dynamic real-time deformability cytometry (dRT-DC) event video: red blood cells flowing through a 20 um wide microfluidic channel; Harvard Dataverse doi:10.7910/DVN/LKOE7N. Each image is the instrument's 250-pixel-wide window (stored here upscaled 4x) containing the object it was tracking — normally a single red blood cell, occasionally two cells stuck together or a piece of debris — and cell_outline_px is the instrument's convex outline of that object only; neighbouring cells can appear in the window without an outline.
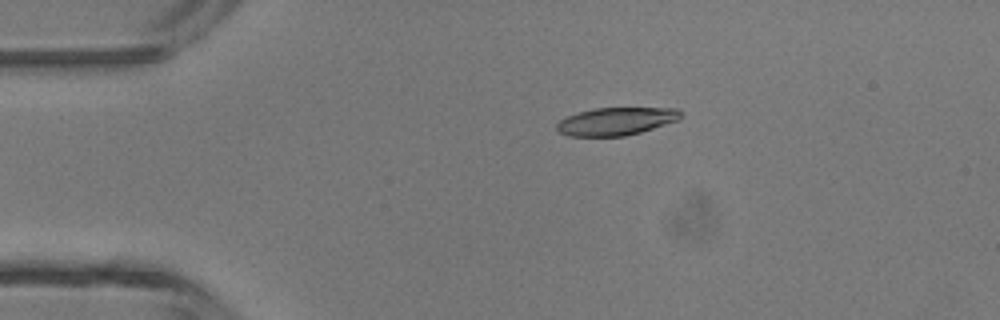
{"species": "common noctule bat (a hibernating species)", "species_latin": "Nyctalus noctula", "temperature_condition": "room temperature", "stored_images_in_passage": 4, "camera_frame_rate_fps": 3000, "um_per_image_px": 0.085, "animal": {"sex": "male", "body_mass_g": 13.3}, "frame": {"image": 1, "passage_image": 3, "time_ms": 0.667, "image_size_px": [1000, 320], "cell_outline_px": [[680, 120], [640, 132], [624, 136], [568, 136], [560, 132], [556, 128], [556, 124], [560, 120], [568, 116], [592, 108], [676, 108], [680, 112]], "centroid_in_image_um": [52.37, 10.31], "position_along_channel_um": 32.6, "area_um2": 19.94}}